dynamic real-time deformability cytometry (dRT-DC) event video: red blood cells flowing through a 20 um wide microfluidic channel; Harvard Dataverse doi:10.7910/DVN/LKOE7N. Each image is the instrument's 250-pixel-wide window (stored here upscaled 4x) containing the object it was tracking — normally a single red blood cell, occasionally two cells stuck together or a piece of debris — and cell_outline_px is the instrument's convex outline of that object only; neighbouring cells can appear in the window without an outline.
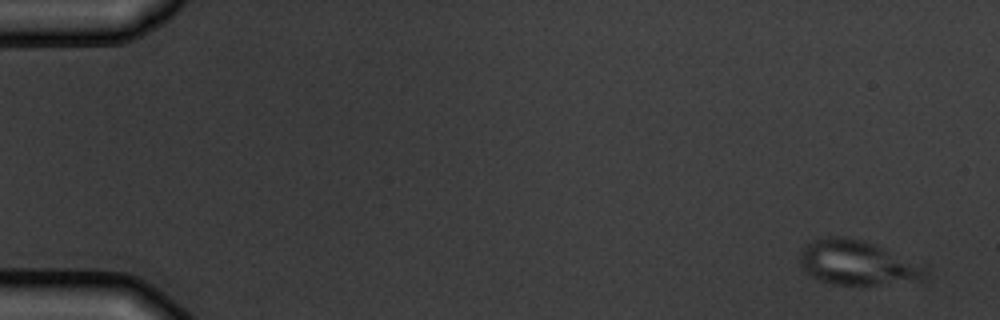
{"species": "common noctule bat (a hibernating species)", "species_latin": "Nyctalus noctula", "temperature_condition": "warm", "stored_images_in_passage": 4, "camera_frame_rate_fps": 3000, "um_per_image_px": 0.085, "animal": {"sex": "male", "body_mass_g": 19.5, "forearm_length_mm": 54.6}, "frame": {"image": 1, "passage_image": 1, "time_ms": 0.0, "image_size_px": [1000, 320], "cell_outline_px": [[928, 272], [920, 280], [876, 284], [836, 284], [820, 280], [812, 276], [800, 264], [800, 252], [812, 240], [828, 236], [840, 236], [864, 240], [876, 244], [928, 264]], "centroid_in_image_um": [72.96, 22.3], "position_along_channel_um": 12.0, "area_um2": 32.77}}